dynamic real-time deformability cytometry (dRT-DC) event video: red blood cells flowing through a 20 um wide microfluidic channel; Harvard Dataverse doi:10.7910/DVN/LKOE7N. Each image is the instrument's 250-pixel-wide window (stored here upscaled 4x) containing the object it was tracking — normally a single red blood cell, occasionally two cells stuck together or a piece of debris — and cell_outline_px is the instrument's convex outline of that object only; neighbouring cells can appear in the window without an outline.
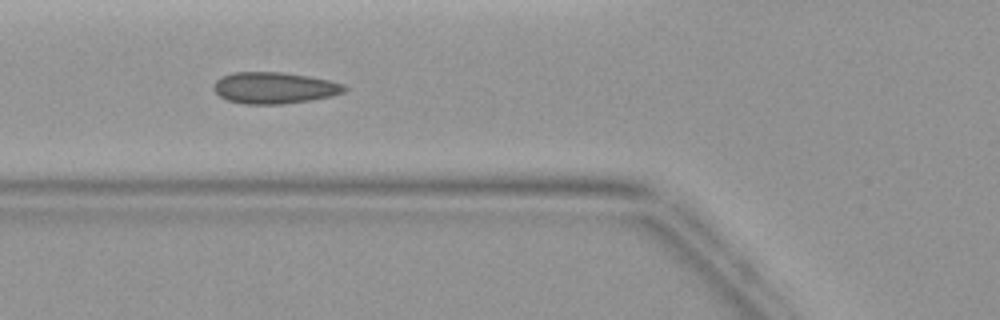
{"species": "common noctule bat (a hibernating species)", "species_latin": "Nyctalus noctula", "temperature_condition": "warm", "stored_images_in_passage": 4, "camera_frame_rate_fps": 3000, "um_per_image_px": 0.085, "animal": {"sex": "female", "body_mass_g": 19.9}, "frame": {"image": 1, "passage_image": 4, "time_ms": 4.333, "image_size_px": [1000, 320], "cell_outline_px": [[348, 88], [344, 92], [332, 96], [312, 100], [280, 104], [244, 104], [228, 100], [220, 96], [212, 88], [212, 84], [220, 76], [232, 72], [284, 72], [308, 76], [328, 80], [344, 84]], "centroid_in_image_um": [23.3, 7.46], "position_along_channel_um": 102.5, "area_um2": 24.16}}